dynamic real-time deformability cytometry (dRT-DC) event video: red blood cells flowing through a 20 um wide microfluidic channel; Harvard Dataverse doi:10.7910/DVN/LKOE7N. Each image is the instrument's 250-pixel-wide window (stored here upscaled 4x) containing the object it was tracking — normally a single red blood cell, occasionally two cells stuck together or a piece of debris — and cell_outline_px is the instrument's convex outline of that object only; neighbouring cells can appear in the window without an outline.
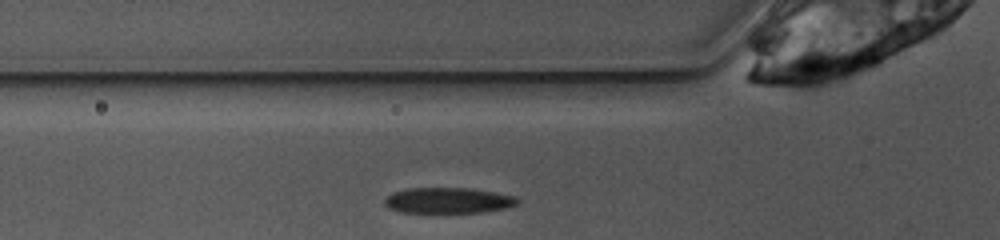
{"species": "common noctule bat (a hibernating species)", "species_latin": "Nyctalus noctula", "temperature_condition": "warm", "stored_images_in_passage": 20, "camera_frame_rate_fps": 3000, "um_per_image_px": 0.085, "animal": {"sex": "female", "body_mass_g": 10.0, "forearm_length_mm": 53.1}, "frame": {"image": 1, "passage_image": 2, "time_ms": 0.333, "image_size_px": [1000, 240], "cell_outline_px": [[520, 200], [516, 204], [508, 208], [484, 212], [400, 212], [388, 208], [384, 204], [384, 200], [392, 192], [408, 188], [468, 188], [492, 192], [512, 196]], "centroid_in_image_um": [38.06, 17.04], "position_along_channel_um": 87.7, "area_um2": 19.77}}
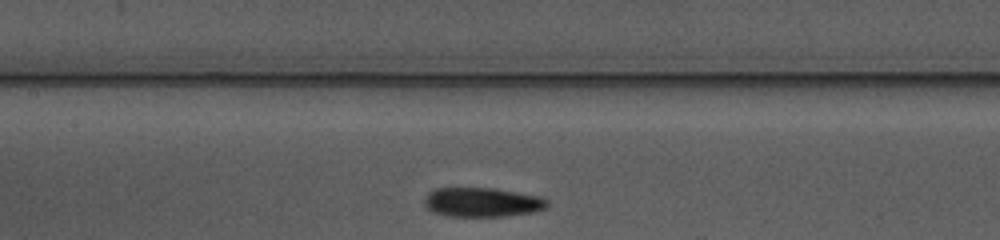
{"frame": {"image": 2, "passage_image": 8, "time_ms": 2.333, "image_size_px": [1000, 240], "cell_outline_px": [[548, 204], [544, 208], [532, 212], [504, 216], [444, 216], [432, 212], [424, 204], [424, 200], [428, 192], [436, 188], [492, 188], [544, 196], [548, 200]], "centroid_in_image_um": [40.98, 17.18], "position_along_channel_um": 166.4, "area_um2": 21.1}}
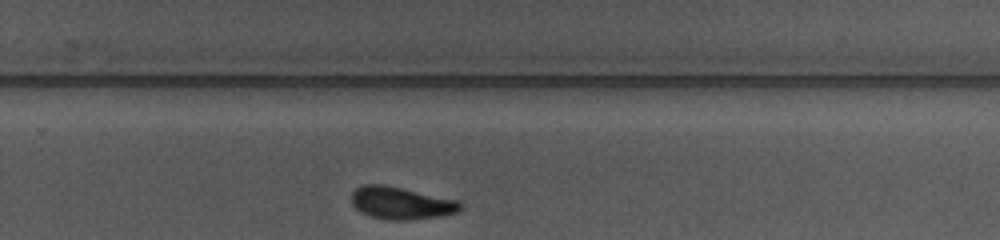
{"frame": {"image": 3, "passage_image": 18, "time_ms": 5.667, "image_size_px": [1000, 240], "cell_outline_px": [[460, 208], [456, 212], [440, 216], [408, 220], [392, 220], [372, 216], [360, 212], [352, 204], [352, 192], [356, 188], [364, 184], [384, 184], [460, 200]], "centroid_in_image_um": [34.08, 17.24], "position_along_channel_um": 295.7, "area_um2": 20.46}}